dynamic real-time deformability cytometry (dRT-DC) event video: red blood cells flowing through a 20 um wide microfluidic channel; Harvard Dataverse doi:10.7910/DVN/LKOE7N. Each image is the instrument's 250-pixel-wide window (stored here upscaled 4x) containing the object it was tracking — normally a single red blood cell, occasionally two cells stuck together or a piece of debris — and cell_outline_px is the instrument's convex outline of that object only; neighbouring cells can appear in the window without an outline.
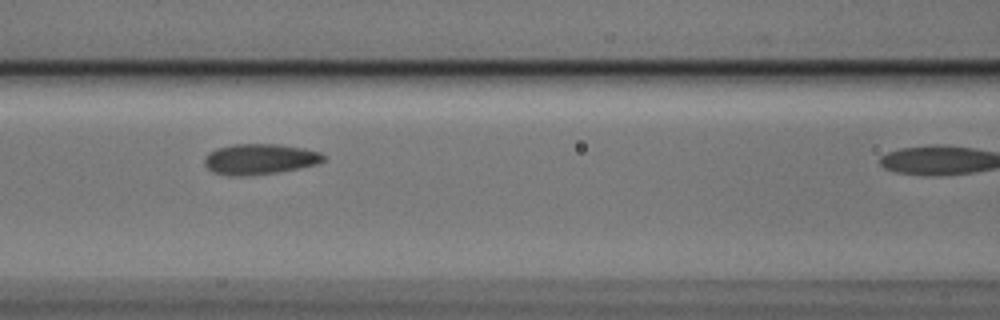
{"species": "Egyptian fruit bat (a non-hibernating species)", "species_latin": "Rousettus aegyptiacus", "temperature_condition": "cold", "stored_images_in_passage": 5, "camera_frame_rate_fps": 3000, "um_per_image_px": 0.085, "animal": {"sex": "male"}, "frame": {"image": 1, "passage_image": 4, "time_ms": 1.0, "image_size_px": [1000, 320], "cell_outline_px": [[324, 160], [316, 164], [276, 172], [244, 176], [228, 176], [212, 172], [204, 164], [204, 156], [208, 152], [216, 148], [232, 144], [276, 144], [304, 148], [320, 152], [324, 156]], "centroid_in_image_um": [22.0, 13.52], "position_along_channel_um": 144.6, "area_um2": 21.21}}